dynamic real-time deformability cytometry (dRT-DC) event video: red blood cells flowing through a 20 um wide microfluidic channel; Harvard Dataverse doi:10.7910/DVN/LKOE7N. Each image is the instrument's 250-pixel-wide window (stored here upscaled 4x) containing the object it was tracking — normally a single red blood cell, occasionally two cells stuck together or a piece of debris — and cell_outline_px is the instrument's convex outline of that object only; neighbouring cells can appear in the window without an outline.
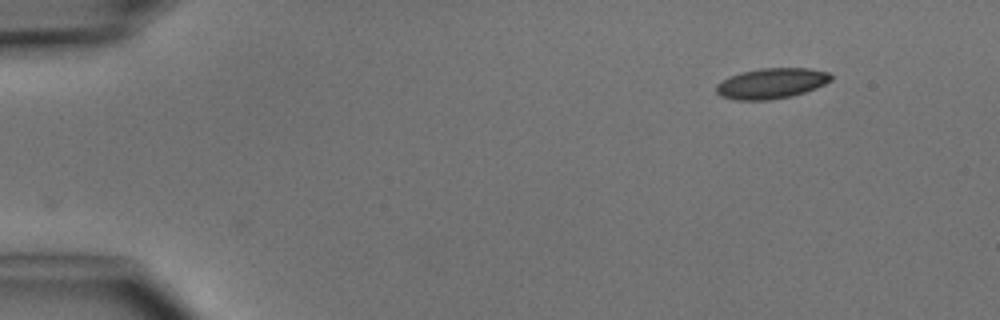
{"species": "common noctule bat (a hibernating species)", "species_latin": "Nyctalus noctula", "temperature_condition": "cold", "stored_images_in_passage": 2, "camera_frame_rate_fps": 3000, "um_per_image_px": 0.085, "animal": {"sex": "male", "body_mass_g": 15.6}, "frame": {"image": 1, "passage_image": 2, "time_ms": 1.0, "image_size_px": [1000, 320], "cell_outline_px": [[832, 80], [816, 88], [792, 96], [768, 100], [736, 100], [720, 96], [716, 92], [716, 84], [728, 76], [740, 72], [760, 68], [808, 68], [828, 72], [832, 76]], "centroid_in_image_um": [65.54, 7.08], "position_along_channel_um": 19.5, "area_um2": 20.52}}